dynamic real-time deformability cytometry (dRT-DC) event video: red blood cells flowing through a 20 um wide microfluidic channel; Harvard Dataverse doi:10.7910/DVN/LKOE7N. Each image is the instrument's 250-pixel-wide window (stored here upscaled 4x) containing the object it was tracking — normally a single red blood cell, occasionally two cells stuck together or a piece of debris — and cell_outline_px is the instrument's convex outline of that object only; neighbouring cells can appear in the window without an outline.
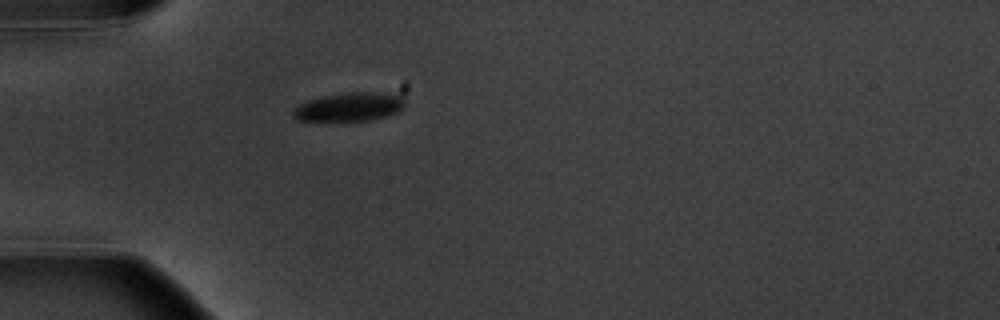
{"species": "common noctule bat (a hibernating species)", "species_latin": "Nyctalus noctula", "temperature_condition": "warm", "stored_images_in_passage": 1, "camera_frame_rate_fps": 3000, "um_per_image_px": 0.085, "animal": {"sex": "male", "body_mass_g": 20.1, "forearm_length_mm": 53.5}, "frame": {"image": 1, "passage_image": 1, "time_ms": 0.0, "image_size_px": [1000, 320], "cell_outline_px": [[404, 108], [396, 112], [384, 116], [368, 120], [296, 120], [292, 116], [292, 108], [308, 100], [324, 96], [344, 92], [392, 92], [404, 100]], "centroid_in_image_um": [29.68, 9.06], "position_along_channel_um": 55.3, "area_um2": 18.55}}